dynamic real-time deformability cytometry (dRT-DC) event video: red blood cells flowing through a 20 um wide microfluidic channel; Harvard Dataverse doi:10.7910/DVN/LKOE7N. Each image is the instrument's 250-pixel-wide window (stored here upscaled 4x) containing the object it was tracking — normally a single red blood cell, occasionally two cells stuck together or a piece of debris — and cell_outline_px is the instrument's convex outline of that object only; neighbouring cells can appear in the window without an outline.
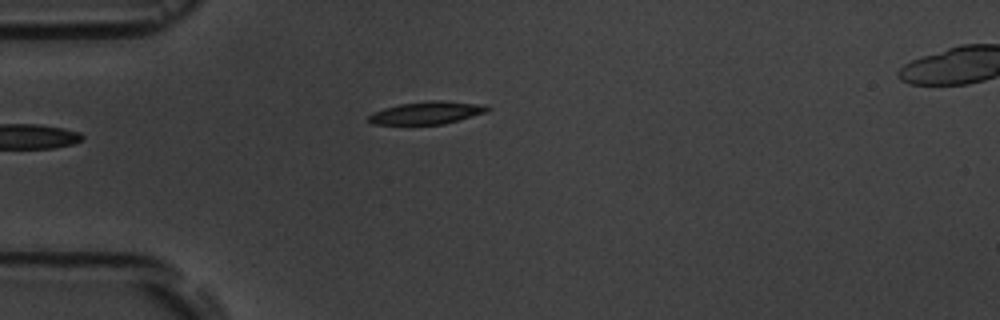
{"species": "common noctule bat (a hibernating species)", "species_latin": "Nyctalus noctula", "temperature_condition": "room temperature", "stored_images_in_passage": 6, "camera_frame_rate_fps": 3000, "um_per_image_px": 0.085, "animal": {"sex": "male", "body_mass_g": 19.5, "forearm_length_mm": 54.6}, "frame": {"image": 1, "passage_image": 6, "time_ms": 5.667, "image_size_px": [1000, 320], "cell_outline_px": [[492, 108], [484, 112], [444, 124], [372, 124], [368, 120], [368, 116], [372, 112], [384, 108], [400, 104], [432, 100], [440, 100], [484, 104]], "centroid_in_image_um": [36.26, 9.58], "position_along_channel_um": 48.7, "area_um2": 15.49}}